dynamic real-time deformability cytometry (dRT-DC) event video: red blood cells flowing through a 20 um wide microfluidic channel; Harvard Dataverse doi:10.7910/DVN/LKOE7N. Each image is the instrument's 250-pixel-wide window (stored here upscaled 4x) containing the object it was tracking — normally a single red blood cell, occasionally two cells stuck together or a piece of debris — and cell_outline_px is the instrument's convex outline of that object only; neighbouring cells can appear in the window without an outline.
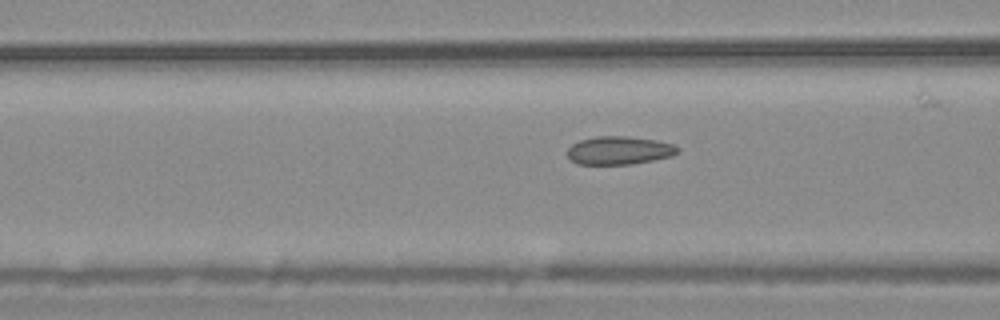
{"species": "common noctule bat (a hibernating species)", "species_latin": "Nyctalus noctula", "temperature_condition": "warm", "stored_images_in_passage": 21, "camera_frame_rate_fps": 3000, "um_per_image_px": 0.085, "animal": {"sex": "male", "body_mass_g": 20.4}, "frame": {"image": 1, "passage_image": 15, "time_ms": 4.667, "image_size_px": [1000, 320], "cell_outline_px": [[680, 148], [672, 156], [632, 164], [576, 164], [568, 156], [568, 148], [572, 144], [580, 140], [596, 136], [628, 136], [656, 140], [672, 144]], "centroid_in_image_um": [52.61, 12.78], "position_along_channel_um": 114.0, "area_um2": 18.03}}